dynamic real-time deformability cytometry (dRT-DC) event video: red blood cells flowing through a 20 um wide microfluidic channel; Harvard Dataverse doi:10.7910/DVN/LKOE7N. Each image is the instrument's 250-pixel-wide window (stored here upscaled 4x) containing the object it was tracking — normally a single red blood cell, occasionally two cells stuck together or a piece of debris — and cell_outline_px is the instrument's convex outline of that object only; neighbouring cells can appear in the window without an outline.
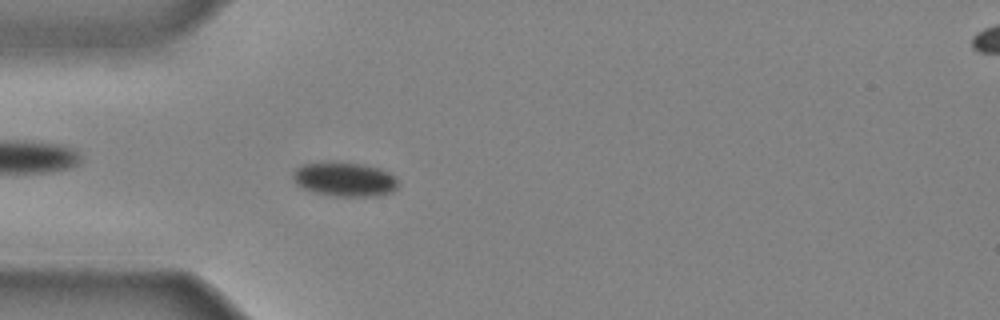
{"species": "common noctule bat (a hibernating species)", "species_latin": "Nyctalus noctula", "temperature_condition": "cold", "stored_images_in_passage": 43, "camera_frame_rate_fps": 3000, "um_per_image_px": 0.085, "animal": {"sex": "male", "body_mass_g": 20.4}, "frame": {"image": 1, "passage_image": 13, "time_ms": 4.0, "image_size_px": [1000, 320], "cell_outline_px": [[400, 184], [392, 192], [376, 196], [336, 196], [316, 192], [304, 188], [292, 176], [296, 168], [304, 164], [360, 164], [380, 168], [396, 176]], "centroid_in_image_um": [29.4, 15.27], "position_along_channel_um": 55.6, "area_um2": 20.23}}
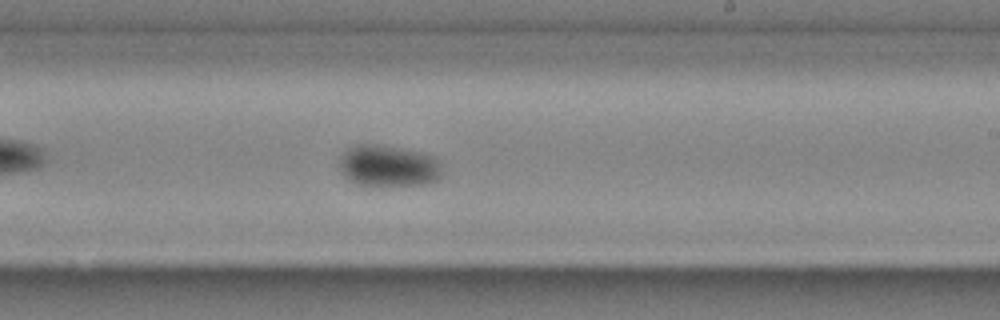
{"frame": {"image": 2, "passage_image": 27, "time_ms": 8.667, "image_size_px": [1000, 320], "cell_outline_px": [[440, 176], [436, 180], [428, 184], [360, 184], [344, 176], [340, 168], [340, 156], [348, 148], [356, 144], [380, 144], [424, 152], [436, 156], [440, 164]], "centroid_in_image_um": [33.03, 14.05], "position_along_channel_um": 256.0, "area_um2": 24.62}}
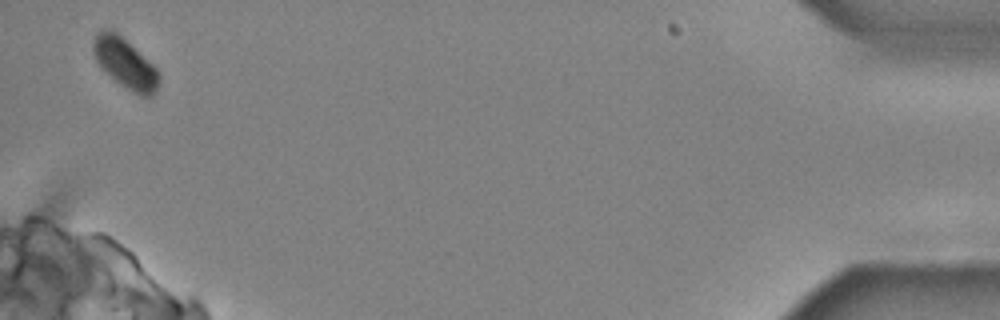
{"frame": {"image": 3, "passage_image": 43, "time_ms": 14.0, "image_size_px": [1000, 320], "cell_outline_px": [[160, 84], [156, 92], [152, 96], [140, 96], [132, 92], [120, 84], [96, 60], [96, 36], [104, 28], [108, 28], [116, 32], [152, 64], [160, 72]], "centroid_in_image_um": [10.75, 5.44], "position_along_channel_um": 424.5, "area_um2": 18.32}}